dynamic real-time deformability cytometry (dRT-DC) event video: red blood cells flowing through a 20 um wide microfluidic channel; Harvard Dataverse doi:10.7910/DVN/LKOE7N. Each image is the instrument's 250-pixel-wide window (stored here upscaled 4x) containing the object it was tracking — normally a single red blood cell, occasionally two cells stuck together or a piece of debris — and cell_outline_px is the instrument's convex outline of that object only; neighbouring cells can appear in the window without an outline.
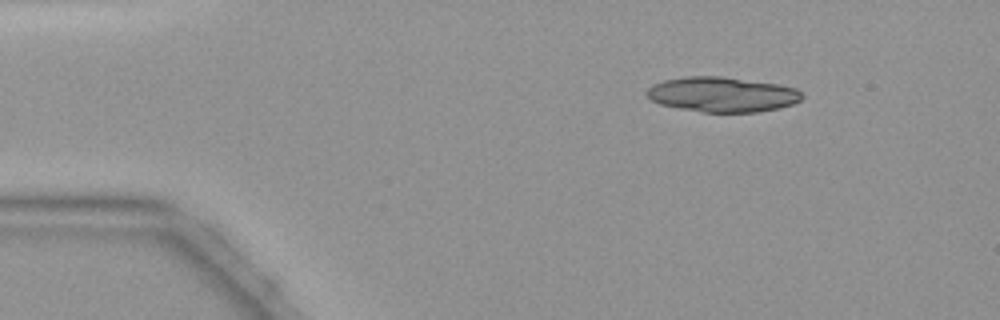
{"species": "common noctule bat (a hibernating species)", "species_latin": "Nyctalus noctula", "temperature_condition": "warm", "stored_images_in_passage": 39, "segment_of_instrument_passage": [1, 2], "camera_frame_rate_fps": 3000, "um_per_image_px": 0.085, "animal": {"sex": "female", "body_mass_g": 19.9}, "frame": {"image": 1, "passage_image": 1, "time_ms": 0.0, "image_size_px": [1000, 320], "cell_outline_px": [[804, 96], [800, 100], [792, 104], [780, 108], [756, 112], [704, 112], [680, 108], [660, 104], [652, 100], [644, 92], [652, 84], [664, 80], [684, 76], [720, 76], [776, 84], [796, 88]], "centroid_in_image_um": [61.37, 8.02], "position_along_channel_um": 23.6, "area_um2": 31.56}}